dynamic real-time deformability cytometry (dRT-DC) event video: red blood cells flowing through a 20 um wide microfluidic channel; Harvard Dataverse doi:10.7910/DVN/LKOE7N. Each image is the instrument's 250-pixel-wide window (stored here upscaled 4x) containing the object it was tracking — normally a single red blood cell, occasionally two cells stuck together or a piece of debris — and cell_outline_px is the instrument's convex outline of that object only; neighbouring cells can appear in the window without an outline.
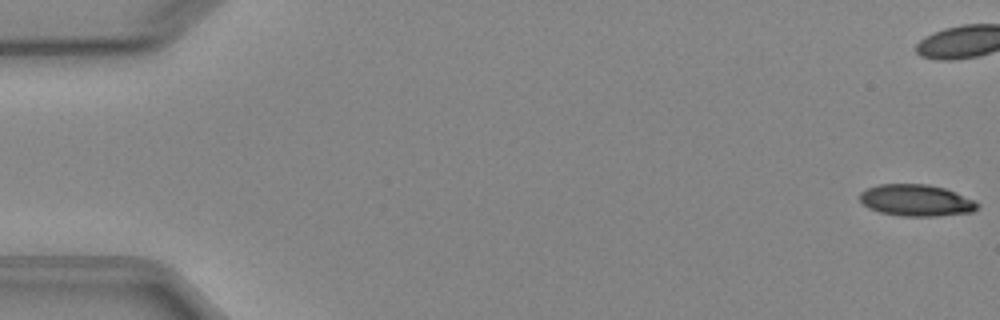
{"species": "Egyptian fruit bat (a non-hibernating species)", "species_latin": "Rousettus aegyptiacus", "temperature_condition": "cold", "stored_images_in_passage": 7, "camera_frame_rate_fps": 3000, "um_per_image_px": 0.085, "animal": {"sex": "female"}, "frame": {"image": 1, "passage_image": 1, "time_ms": 0.0, "image_size_px": [1000, 320], "cell_outline_px": [[980, 204], [972, 212], [936, 216], [900, 216], [880, 212], [868, 208], [860, 200], [860, 192], [868, 188], [880, 184], [928, 184], [944, 188], [956, 192], [976, 200]], "centroid_in_image_um": [77.89, 17.03], "position_along_channel_um": 7.1, "area_um2": 21.73}}
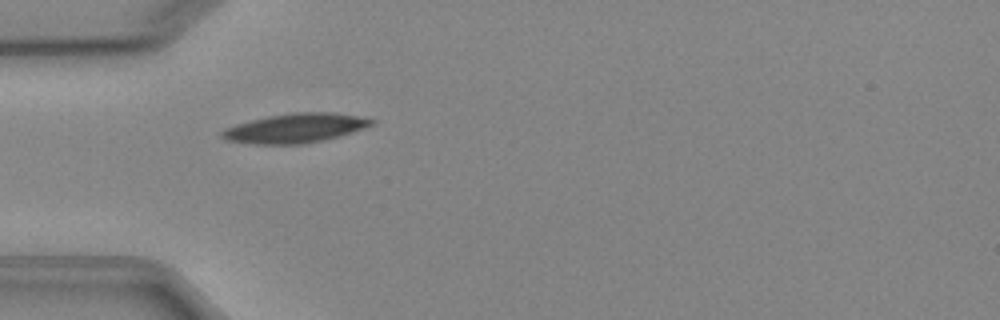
{"frame": {"image": 2, "passage_image": 6, "time_ms": 6.0, "image_size_px": [1000, 320], "cell_outline_px": [[376, 120], [372, 124], [352, 132], [340, 136], [300, 144], [252, 144], [228, 140], [220, 136], [220, 132], [224, 128], [236, 124], [268, 116], [292, 112], [336, 112]], "centroid_in_image_um": [25.06, 10.88], "position_along_channel_um": 59.9, "area_um2": 25.32}}